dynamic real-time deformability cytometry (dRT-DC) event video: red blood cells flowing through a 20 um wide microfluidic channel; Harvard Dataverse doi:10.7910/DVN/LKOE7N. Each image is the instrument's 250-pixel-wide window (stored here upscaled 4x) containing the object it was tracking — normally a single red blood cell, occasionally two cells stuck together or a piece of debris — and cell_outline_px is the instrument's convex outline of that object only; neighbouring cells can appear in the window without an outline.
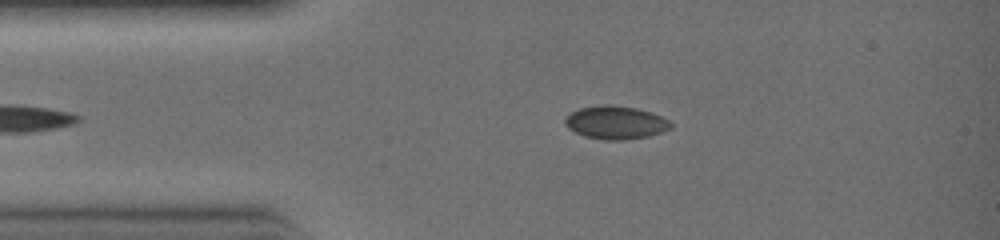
{"species": "common noctule bat (a hibernating species)", "species_latin": "Nyctalus noctula", "temperature_condition": "warm", "stored_images_in_passage": 23, "camera_frame_rate_fps": 3000, "um_per_image_px": 0.085, "animal": {"sex": "female", "body_mass_g": 19.0, "forearm_length_mm": 51.5}, "frame": {"image": 1, "passage_image": 1, "time_ms": 0.0, "image_size_px": [1000, 240], "cell_outline_px": [[672, 128], [648, 136], [624, 140], [604, 140], [584, 136], [568, 128], [564, 124], [564, 120], [572, 112], [580, 108], [608, 104], [636, 108], [660, 116], [668, 120], [672, 124]], "centroid_in_image_um": [52.32, 10.42], "position_along_channel_um": 32.7, "area_um2": 20.17}}
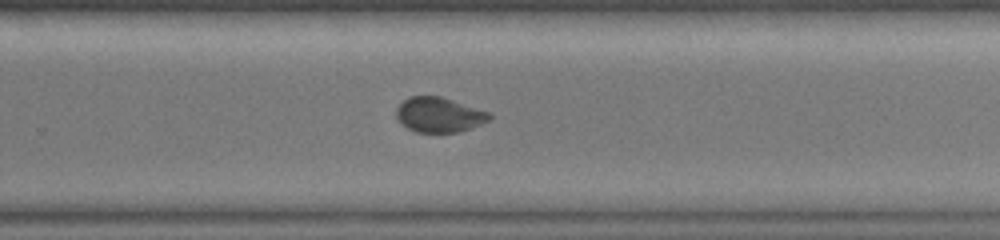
{"frame": {"image": 2, "passage_image": 15, "time_ms": 4.667, "image_size_px": [1000, 240], "cell_outline_px": [[492, 120], [472, 128], [456, 132], [416, 132], [400, 124], [396, 116], [396, 108], [408, 96], [440, 96], [488, 112], [492, 116]], "centroid_in_image_um": [37.31, 9.76], "position_along_channel_um": 292.5, "area_um2": 18.96}}
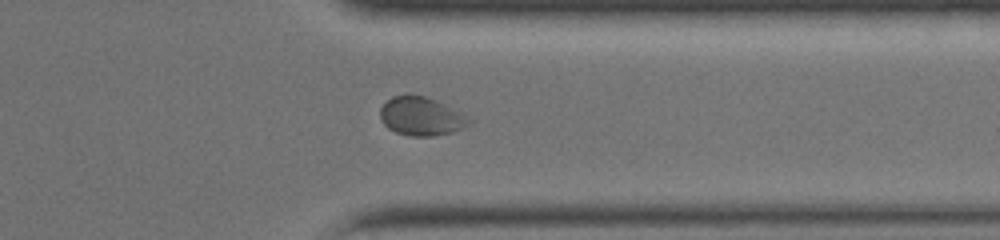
{"frame": {"image": 3, "passage_image": 19, "time_ms": 6.0, "image_size_px": [1000, 240], "cell_outline_px": [[476, 120], [472, 124], [464, 128], [452, 132], [432, 136], [412, 136], [396, 132], [388, 128], [380, 120], [380, 108], [392, 96], [408, 92], [424, 96], [436, 100], [464, 112]], "centroid_in_image_um": [35.87, 9.86], "position_along_channel_um": 375.5, "area_um2": 20.69}}